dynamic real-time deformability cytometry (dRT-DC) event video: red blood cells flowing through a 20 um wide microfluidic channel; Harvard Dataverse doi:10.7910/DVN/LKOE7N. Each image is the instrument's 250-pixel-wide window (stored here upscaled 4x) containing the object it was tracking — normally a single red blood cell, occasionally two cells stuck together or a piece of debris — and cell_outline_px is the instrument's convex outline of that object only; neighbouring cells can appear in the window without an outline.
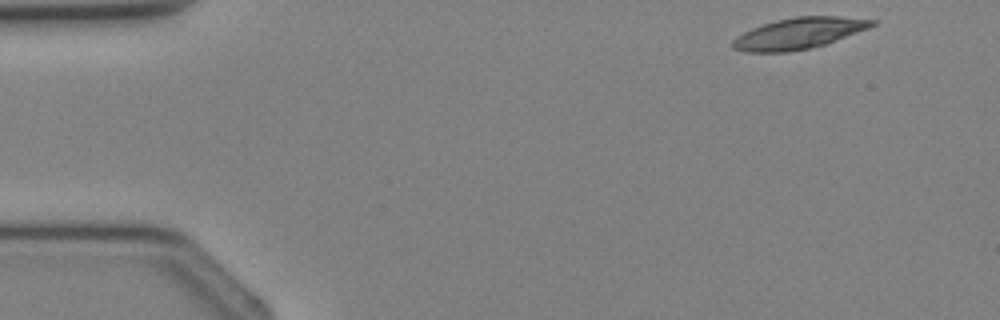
{"species": "Egyptian fruit bat (a non-hibernating species)", "species_latin": "Rousettus aegyptiacus", "temperature_condition": "cold", "stored_images_in_passage": 3, "camera_frame_rate_fps": 3000, "um_per_image_px": 0.085, "animal": {"sex": "female"}, "frame": {"image": 1, "passage_image": 1, "time_ms": 0.0, "image_size_px": [1000, 320], "cell_outline_px": [[880, 20], [876, 24], [868, 28], [824, 44], [808, 48], [788, 52], [744, 52], [732, 48], [732, 40], [736, 36], [752, 28], [776, 20], [796, 16], [836, 16]], "centroid_in_image_um": [67.88, 2.83], "position_along_channel_um": 17.1, "area_um2": 25.09}}
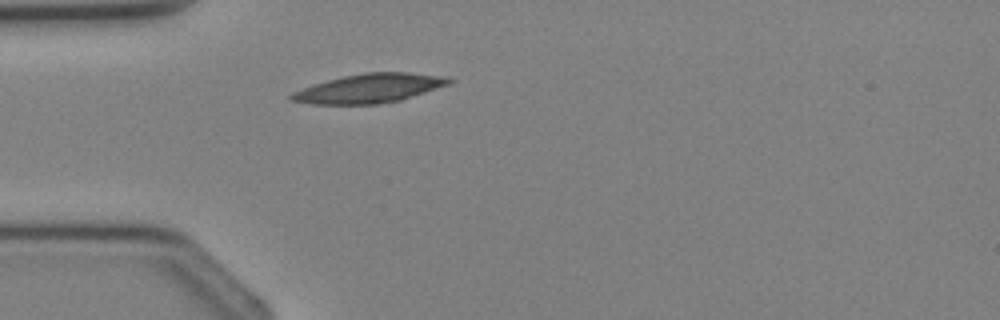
{"frame": {"image": 2, "passage_image": 3, "time_ms": 2.333, "image_size_px": [1000, 320], "cell_outline_px": [[456, 80], [448, 84], [400, 100], [376, 104], [312, 104], [292, 100], [288, 96], [292, 92], [328, 80], [344, 76], [364, 72], [408, 72], [448, 76]], "centroid_in_image_um": [31.44, 7.5], "position_along_channel_um": 53.6, "area_um2": 26.41}}